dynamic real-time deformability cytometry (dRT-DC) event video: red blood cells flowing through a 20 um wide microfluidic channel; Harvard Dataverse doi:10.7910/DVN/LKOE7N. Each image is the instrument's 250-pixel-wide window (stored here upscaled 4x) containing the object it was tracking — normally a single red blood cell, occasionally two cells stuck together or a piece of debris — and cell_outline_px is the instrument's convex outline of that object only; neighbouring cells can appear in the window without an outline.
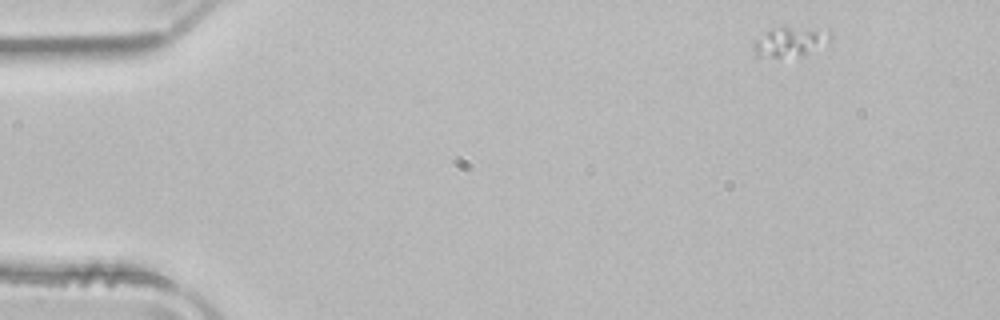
{"species": "common noctule bat (a hibernating species)", "species_latin": "Nyctalus noctula", "temperature_condition": "room temperature", "stored_images_in_passage": 8, "segment_of_instrument_passage": [1, 2], "camera_frame_rate_fps": 3000, "um_per_image_px": 0.085, "animal": {"sex": "male", "body_mass_g": 21.5, "forearm_length_mm": 52.0}, "frame": {"image": 1, "passage_image": 1, "time_ms": 0.0, "image_size_px": [1000, 320], "cell_outline_px": [[832, 44], [828, 48], [808, 52], [780, 56], [756, 56], [752, 48], [752, 44], [756, 40], [768, 32], [784, 24], [828, 28], [832, 32]], "centroid_in_image_um": [67.36, 3.46], "position_along_channel_um": 17.6, "area_um2": 13.99}}